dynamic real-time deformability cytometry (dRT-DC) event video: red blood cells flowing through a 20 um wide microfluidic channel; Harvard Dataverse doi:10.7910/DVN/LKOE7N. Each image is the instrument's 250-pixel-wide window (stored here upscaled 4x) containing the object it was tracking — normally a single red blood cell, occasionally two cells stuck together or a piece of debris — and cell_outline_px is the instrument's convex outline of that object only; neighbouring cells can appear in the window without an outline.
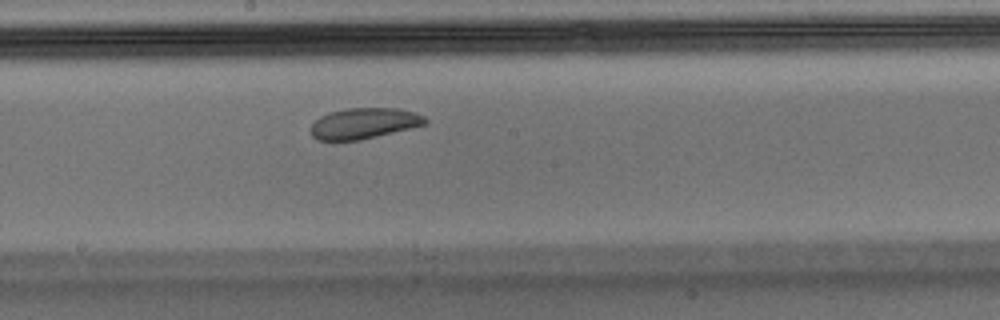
{"species": "Egyptian fruit bat (a non-hibernating species)", "species_latin": "Rousettus aegyptiacus", "temperature_condition": "warm", "stored_images_in_passage": 34, "camera_frame_rate_fps": 3000, "um_per_image_px": 0.085, "animal": {"sex": "male"}, "frame": {"image": 1, "passage_image": 15, "time_ms": 4.667, "image_size_px": [1000, 320], "cell_outline_px": [[428, 124], [360, 140], [316, 140], [312, 136], [312, 124], [320, 116], [328, 112], [348, 108], [396, 108], [416, 112], [424, 116], [428, 120]], "centroid_in_image_um": [30.97, 10.48], "position_along_channel_um": 217.2, "area_um2": 20.58}}